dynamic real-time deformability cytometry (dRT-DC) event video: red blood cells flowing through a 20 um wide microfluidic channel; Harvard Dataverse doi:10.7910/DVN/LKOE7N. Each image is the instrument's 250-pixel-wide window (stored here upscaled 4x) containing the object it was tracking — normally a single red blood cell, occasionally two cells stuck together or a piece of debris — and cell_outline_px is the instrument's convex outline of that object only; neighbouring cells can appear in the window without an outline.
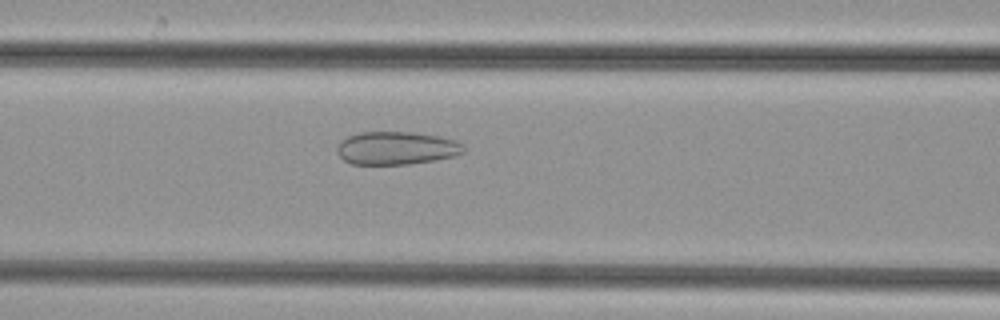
{"species": "common noctule bat (a hibernating species)", "species_latin": "Nyctalus noctula", "temperature_condition": "cold", "stored_images_in_passage": 50, "camera_frame_rate_fps": 3000, "um_per_image_px": 0.085, "animal": {"sex": "female", "body_mass_g": 29.2, "forearm_length_mm": 56.3}, "frame": {"image": 1, "passage_image": 21, "time_ms": 6.667, "image_size_px": [1000, 320], "cell_outline_px": [[464, 152], [456, 156], [408, 164], [352, 164], [344, 160], [336, 152], [336, 148], [340, 140], [348, 136], [360, 132], [412, 132], [440, 136], [456, 140], [464, 144]], "centroid_in_image_um": [33.7, 12.58], "position_along_channel_um": 132.9, "area_um2": 24.51}}
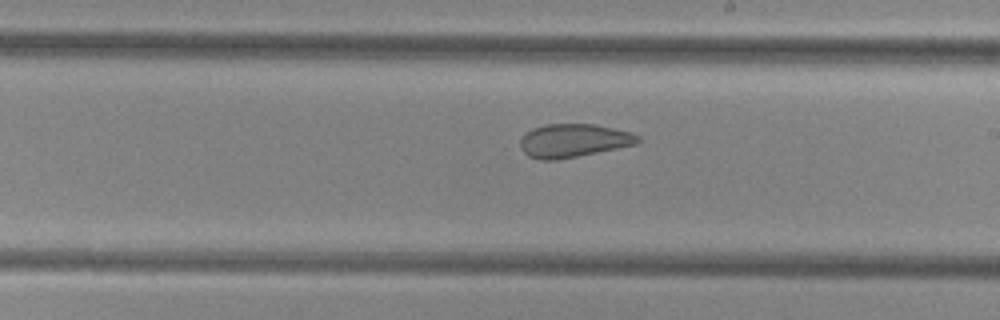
{"frame": {"image": 2, "passage_image": 29, "time_ms": 9.333, "image_size_px": [1000, 320], "cell_outline_px": [[640, 144], [556, 160], [540, 160], [528, 156], [520, 148], [520, 140], [532, 128], [544, 124], [596, 124], [628, 132], [640, 136]], "centroid_in_image_um": [48.75, 11.95], "position_along_channel_um": 240.2, "area_um2": 22.89}}
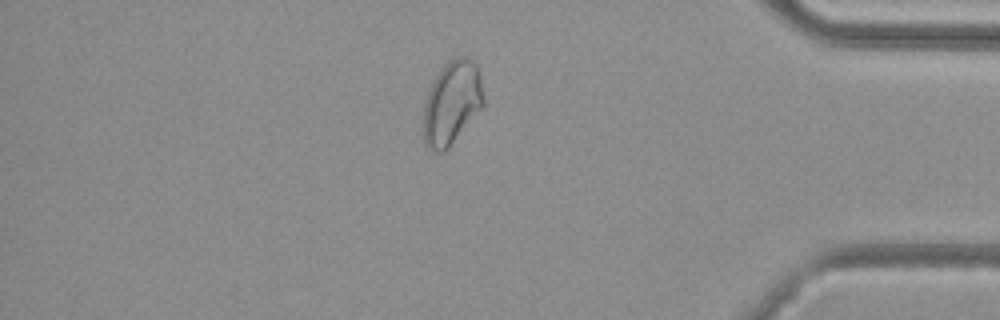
{"frame": {"image": 3, "passage_image": 43, "time_ms": 14.0, "image_size_px": [1000, 320], "cell_outline_px": [[484, 104], [448, 148], [444, 152], [432, 152], [424, 144], [424, 104], [432, 80], [440, 68], [448, 60], [456, 56], [468, 56], [476, 60], [480, 68], [484, 96]], "centroid_in_image_um": [38.42, 8.67], "position_along_channel_um": 396.8, "area_um2": 29.77}}